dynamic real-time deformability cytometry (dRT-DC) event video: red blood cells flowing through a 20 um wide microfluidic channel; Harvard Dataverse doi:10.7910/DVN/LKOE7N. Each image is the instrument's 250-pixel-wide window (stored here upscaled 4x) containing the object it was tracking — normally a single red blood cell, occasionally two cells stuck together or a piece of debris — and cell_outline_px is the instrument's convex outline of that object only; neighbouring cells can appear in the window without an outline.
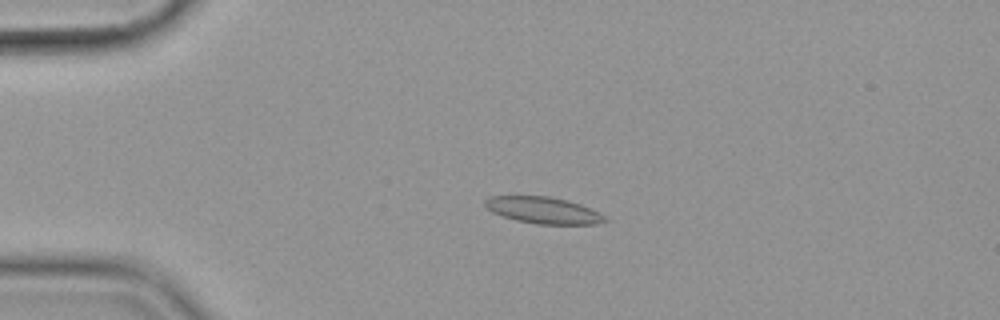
{"species": "common noctule bat (a hibernating species)", "species_latin": "Nyctalus noctula", "temperature_condition": "cold", "stored_images_in_passage": 57, "camera_frame_rate_fps": 3000, "um_per_image_px": 0.085, "animal": {"sex": "female", "body_mass_g": 19.9}, "frame": {"image": 1, "passage_image": 14, "time_ms": 4.333, "image_size_px": [1000, 320], "cell_outline_px": [[608, 220], [596, 224], [536, 224], [516, 220], [492, 212], [484, 204], [484, 200], [488, 196], [548, 196], [568, 200], [580, 204], [600, 212]], "centroid_in_image_um": [46.18, 17.87], "position_along_channel_um": 38.8, "area_um2": 18.55}}
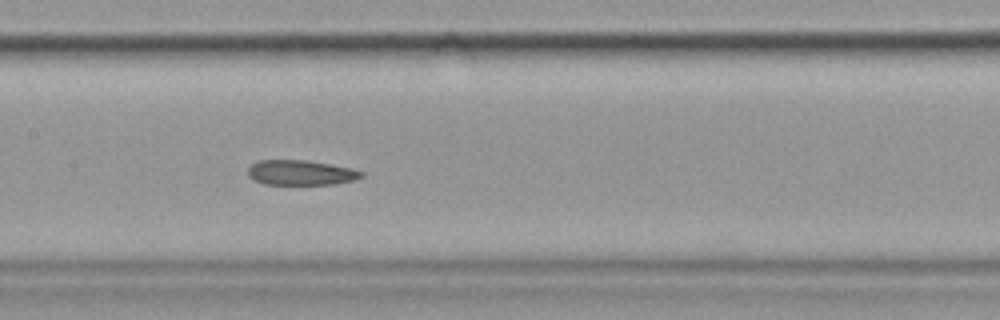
{"frame": {"image": 2, "passage_image": 29, "time_ms": 9.333, "image_size_px": [1000, 320], "cell_outline_px": [[364, 176], [356, 180], [332, 184], [264, 184], [252, 180], [248, 176], [248, 168], [256, 160], [308, 160], [332, 164], [352, 168], [364, 172]], "centroid_in_image_um": [25.57, 14.67], "position_along_channel_um": 181.8, "area_um2": 16.76}}
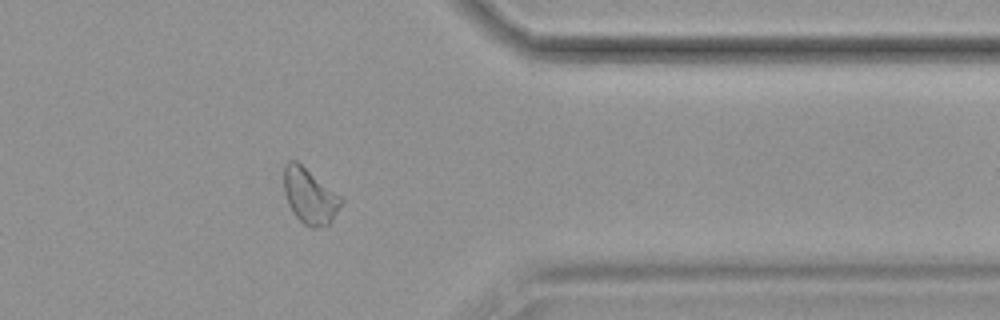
{"frame": {"image": 3, "passage_image": 47, "time_ms": 15.333, "image_size_px": [1000, 320], "cell_outline_px": [[344, 200], [332, 220], [328, 224], [316, 228], [312, 228], [304, 224], [292, 212], [288, 204], [284, 192], [284, 164], [288, 160], [296, 160], [344, 196]], "centroid_in_image_um": [26.35, 16.63], "position_along_channel_um": 385.0, "area_um2": 18.84}, "authors_computed_cell_mechanics": {"area_um2": 18.5538, "velocity_mm_per_s": 3.5654, "shape_relaxation_time_tau1_ms": null, "shape_relaxation_time_tau2_ms": 4.495, "deformation_change_tau1": null, "deformation_change_tau2": 0.1161}}